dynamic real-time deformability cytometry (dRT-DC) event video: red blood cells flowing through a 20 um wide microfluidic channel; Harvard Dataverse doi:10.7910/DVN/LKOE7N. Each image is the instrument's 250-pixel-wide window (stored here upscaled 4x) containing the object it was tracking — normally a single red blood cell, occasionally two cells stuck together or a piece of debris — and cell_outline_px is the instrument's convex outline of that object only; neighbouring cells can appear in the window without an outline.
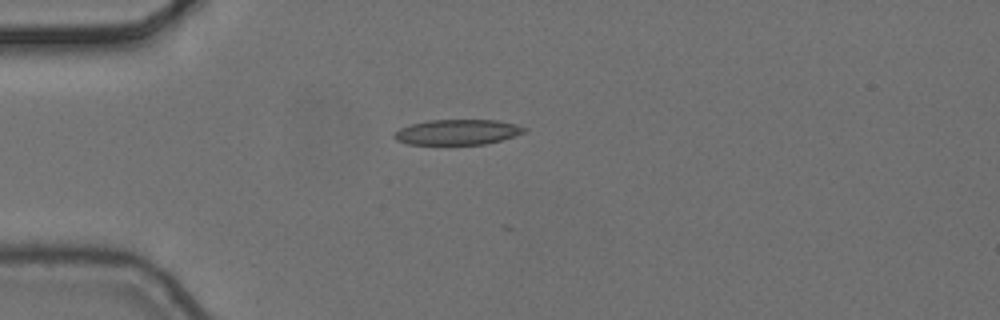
{"species": "common noctule bat (a hibernating species)", "species_latin": "Nyctalus noctula", "temperature_condition": "cold", "stored_images_in_passage": 5, "camera_frame_rate_fps": 3000, "um_per_image_px": 0.085, "animal": {"sex": "female", "body_mass_g": 24.6, "forearm_length_mm": 56.2}, "frame": {"image": 1, "passage_image": 3, "time_ms": 0.667, "image_size_px": [1000, 320], "cell_outline_px": [[528, 128], [524, 132], [500, 140], [484, 144], [408, 144], [396, 140], [392, 136], [400, 128], [412, 124], [428, 120], [496, 120], [516, 124]], "centroid_in_image_um": [38.87, 11.22], "position_along_channel_um": 46.1, "area_um2": 18.96}}
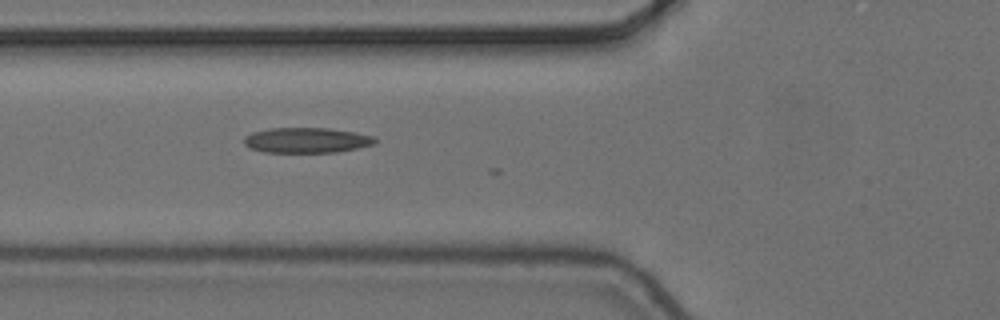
{"frame": {"image": 2, "passage_image": 5, "time_ms": 1.333, "image_size_px": [1000, 320], "cell_outline_px": [[376, 144], [336, 152], [264, 152], [248, 148], [244, 144], [244, 136], [252, 132], [272, 128], [328, 128], [356, 132], [376, 136]], "centroid_in_image_um": [26.07, 11.91], "position_along_channel_um": 99.7, "area_um2": 19.42}}